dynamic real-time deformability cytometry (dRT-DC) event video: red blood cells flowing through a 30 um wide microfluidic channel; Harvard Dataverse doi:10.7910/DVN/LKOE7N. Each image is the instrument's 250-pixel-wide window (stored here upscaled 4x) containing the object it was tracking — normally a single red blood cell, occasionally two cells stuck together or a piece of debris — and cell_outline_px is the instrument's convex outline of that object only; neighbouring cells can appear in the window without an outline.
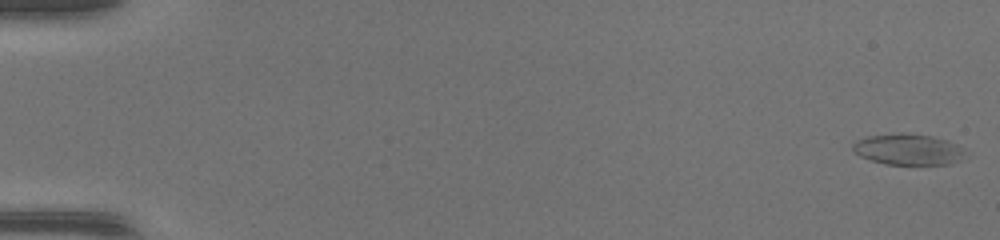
{"species": "common noctule bat (a hibernating species)", "species_latin": "Nyctalus noctula", "temperature_condition": "warm", "stored_images_in_passage": 49, "camera_frame_rate_fps": 3000, "um_per_image_px": 0.085, "animal": {"sex": "female", "body_mass_g": 17.0, "forearm_length_mm": 48.0}, "frame": {"image": 1, "passage_image": 1, "time_ms": 0.0, "image_size_px": [1000, 240], "cell_outline_px": [[964, 152], [948, 164], [884, 164], [860, 156], [852, 152], [852, 144], [856, 140], [868, 136], [900, 132], [904, 132], [932, 136], [948, 140], [956, 144]], "centroid_in_image_um": [77.07, 12.67], "position_along_channel_um": 7.9, "area_um2": 20.06}}
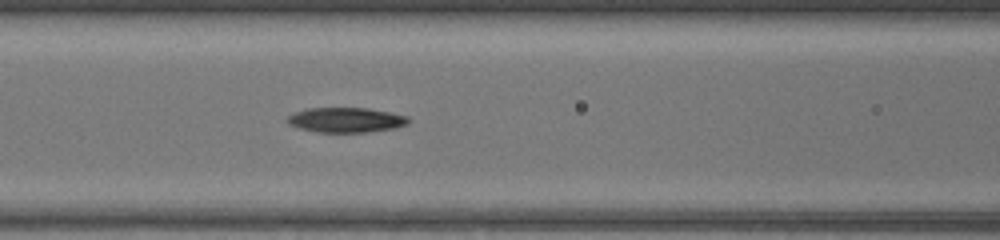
{"frame": {"image": 2, "passage_image": 22, "time_ms": 7.0, "image_size_px": [1000, 240], "cell_outline_px": [[412, 120], [408, 124], [396, 128], [368, 132], [316, 132], [300, 128], [288, 124], [284, 120], [288, 116], [296, 112], [308, 108], [368, 108], [392, 112], [408, 116]], "centroid_in_image_um": [29.45, 10.19], "position_along_channel_um": 137.1, "area_um2": 17.8}}
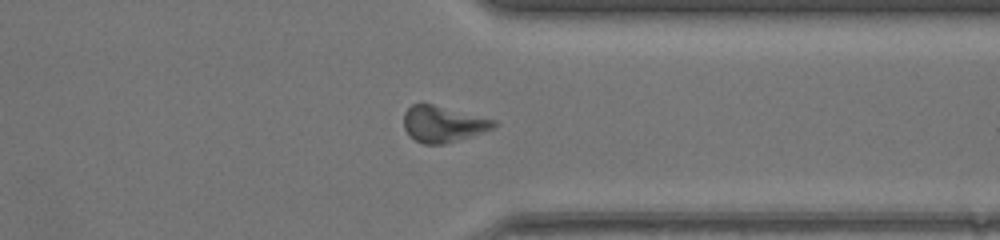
{"frame": {"image": 3, "passage_image": 38, "time_ms": 12.333, "image_size_px": [1000, 240], "cell_outline_px": [[500, 124], [484, 132], [444, 144], [424, 144], [408, 136], [404, 128], [404, 112], [412, 104], [432, 104], [496, 120]], "centroid_in_image_um": [37.65, 10.55], "position_along_channel_um": 373.7, "area_um2": 18.9}}